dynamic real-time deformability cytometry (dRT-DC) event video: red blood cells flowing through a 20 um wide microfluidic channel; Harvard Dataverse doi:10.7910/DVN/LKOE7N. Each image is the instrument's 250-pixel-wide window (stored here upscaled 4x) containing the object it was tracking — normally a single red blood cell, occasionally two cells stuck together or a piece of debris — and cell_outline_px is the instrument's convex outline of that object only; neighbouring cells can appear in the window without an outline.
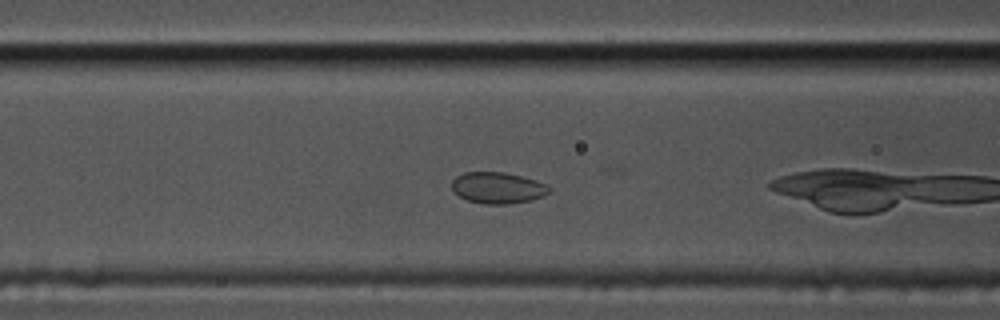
{"species": "common noctule bat (a hibernating species)", "species_latin": "Nyctalus noctula", "temperature_condition": "cold", "stored_images_in_passage": 12, "camera_frame_rate_fps": 3000, "um_per_image_px": 0.085, "animal": {"sex": "male", "body_mass_g": 17.5, "forearm_length_mm": 52.3}, "frame": {"image": 1, "passage_image": 6, "time_ms": 1.667, "image_size_px": [1000, 320], "cell_outline_px": [[552, 192], [544, 196], [528, 200], [508, 204], [484, 204], [468, 200], [452, 192], [452, 180], [456, 176], [464, 172], [504, 172], [536, 180], [548, 184], [552, 188]], "centroid_in_image_um": [42.33, 15.96], "position_along_channel_um": 124.3, "area_um2": 17.92}}
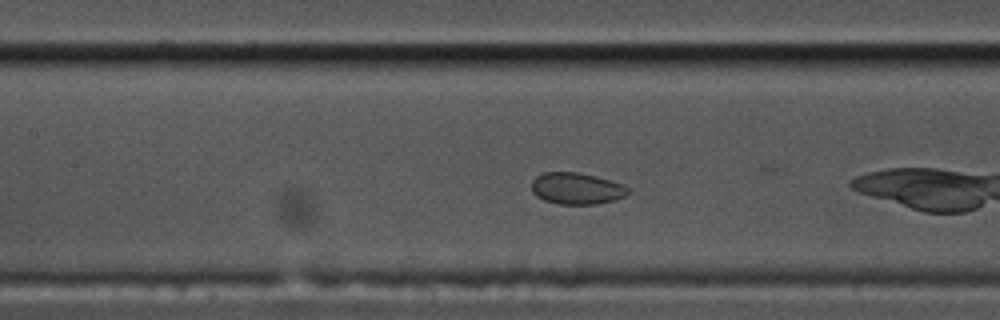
{"frame": {"image": 2, "passage_image": 9, "time_ms": 2.667, "image_size_px": [1000, 320], "cell_outline_px": [[628, 192], [624, 196], [616, 200], [596, 204], [556, 204], [544, 200], [536, 196], [532, 192], [532, 180], [536, 176], [544, 172], [576, 172], [596, 176], [620, 184], [628, 188]], "centroid_in_image_um": [48.96, 16.03], "position_along_channel_um": 158.4, "area_um2": 17.69}}